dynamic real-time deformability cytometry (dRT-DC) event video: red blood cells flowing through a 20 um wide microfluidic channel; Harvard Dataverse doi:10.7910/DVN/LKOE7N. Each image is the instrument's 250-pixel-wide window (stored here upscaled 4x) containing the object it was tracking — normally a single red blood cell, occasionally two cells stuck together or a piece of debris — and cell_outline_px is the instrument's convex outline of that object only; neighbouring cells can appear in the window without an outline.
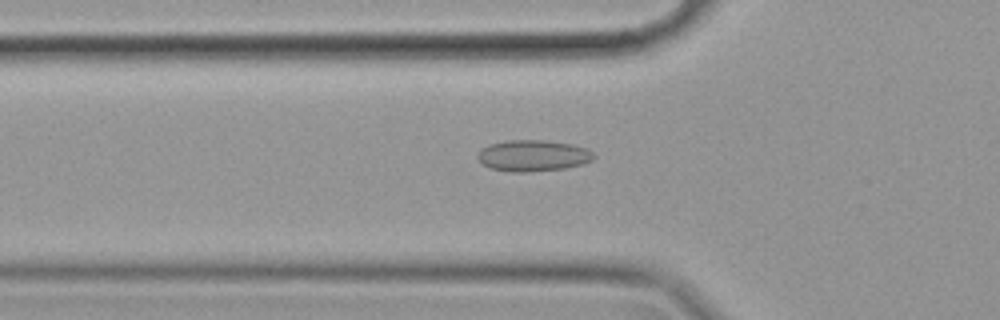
{"species": "common noctule bat (a hibernating species)", "species_latin": "Nyctalus noctula", "temperature_condition": "cold", "stored_images_in_passage": 57, "camera_frame_rate_fps": 3000, "um_per_image_px": 0.085, "animal": {"sex": "female", "body_mass_g": 19.9}, "frame": {"image": 1, "passage_image": 19, "time_ms": 6.0, "image_size_px": [1000, 320], "cell_outline_px": [[596, 156], [592, 160], [584, 164], [564, 168], [528, 172], [508, 172], [492, 168], [484, 164], [476, 156], [480, 148], [492, 144], [508, 140], [544, 140], [572, 144], [588, 148]], "centroid_in_image_um": [45.33, 13.23], "position_along_channel_um": 80.5, "area_um2": 21.21}}
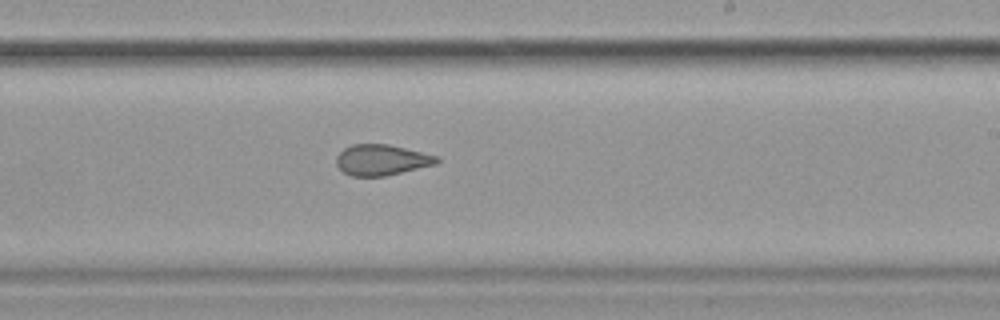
{"frame": {"image": 2, "passage_image": 34, "time_ms": 11.0, "image_size_px": [1000, 320], "cell_outline_px": [[440, 160], [436, 164], [384, 176], [352, 176], [344, 172], [336, 164], [336, 156], [344, 148], [352, 144], [388, 144], [440, 156]], "centroid_in_image_um": [32.45, 13.58], "position_along_channel_um": 256.6, "area_um2": 17.98}}
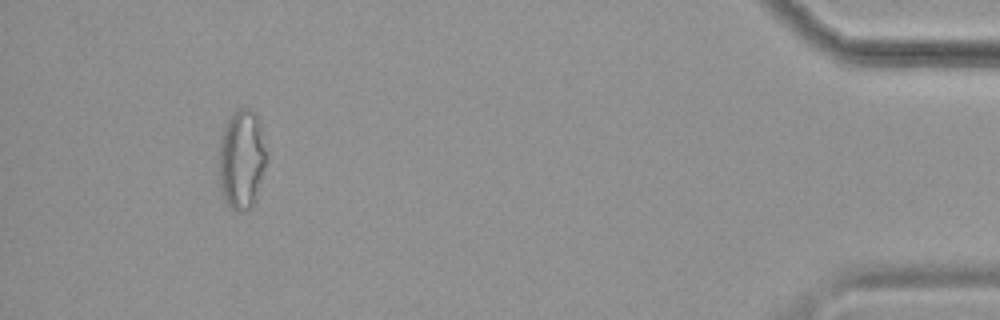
{"frame": {"image": 3, "passage_image": 53, "time_ms": 17.333, "image_size_px": [1000, 320], "cell_outline_px": [[268, 152], [252, 204], [244, 212], [240, 212], [232, 208], [224, 200], [220, 188], [220, 140], [224, 128], [232, 112], [240, 108], [252, 108], [256, 112], [260, 124]], "centroid_in_image_um": [20.54, 13.47], "position_along_channel_um": 414.7, "area_um2": 27.17}, "authors_computed_cell_mechanics": {"area_um2": 20.9236, "velocity_mm_per_s": 3.52, "shape_relaxation_time_tau1_ms": null, "shape_relaxation_time_tau2_ms": 2.4288, "deformation_change_tau1": null, "deformation_change_tau2": 0.087}}